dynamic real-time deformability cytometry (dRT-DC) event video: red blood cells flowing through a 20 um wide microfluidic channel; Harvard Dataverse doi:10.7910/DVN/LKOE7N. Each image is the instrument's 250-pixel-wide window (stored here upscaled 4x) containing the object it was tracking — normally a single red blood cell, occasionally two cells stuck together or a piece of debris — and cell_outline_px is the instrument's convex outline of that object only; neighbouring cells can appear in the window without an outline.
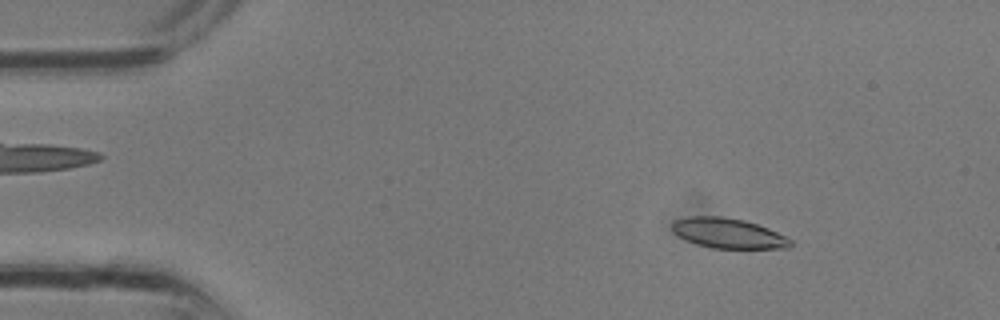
{"species": "common noctule bat (a hibernating species)", "species_latin": "Nyctalus noctula", "temperature_condition": "room temperature", "stored_images_in_passage": 15, "camera_frame_rate_fps": 3000, "um_per_image_px": 0.085, "animal": {"sex": "male", "body_mass_g": 13.3}, "frame": {"image": 1, "passage_image": 4, "time_ms": 1.0, "image_size_px": [1000, 320], "cell_outline_px": [[792, 244], [788, 248], [712, 248], [696, 244], [684, 240], [672, 232], [672, 220], [688, 216], [720, 216], [744, 220], [768, 228], [792, 240]], "centroid_in_image_um": [61.83, 19.82], "position_along_channel_um": 23.2, "area_um2": 20.81}}
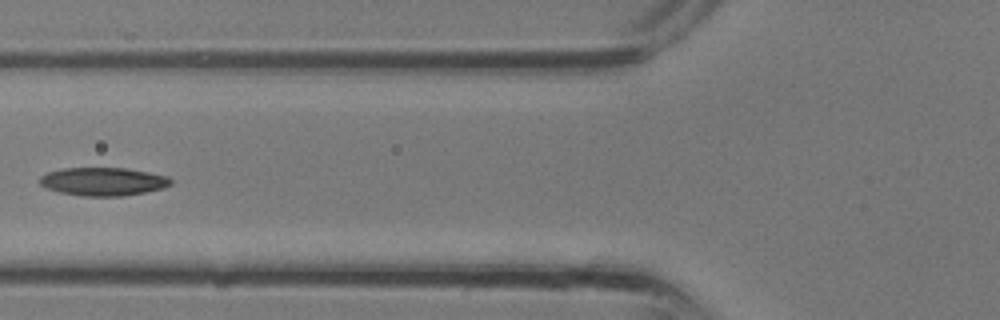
{"frame": {"image": 2, "passage_image": 12, "time_ms": 3.667, "image_size_px": [1000, 320], "cell_outline_px": [[172, 184], [164, 188], [124, 196], [80, 196], [60, 192], [44, 188], [40, 184], [40, 176], [48, 172], [64, 168], [124, 168], [148, 172], [168, 176], [172, 180]], "centroid_in_image_um": [8.77, 15.43], "position_along_channel_um": 117.0, "area_um2": 21.62}}
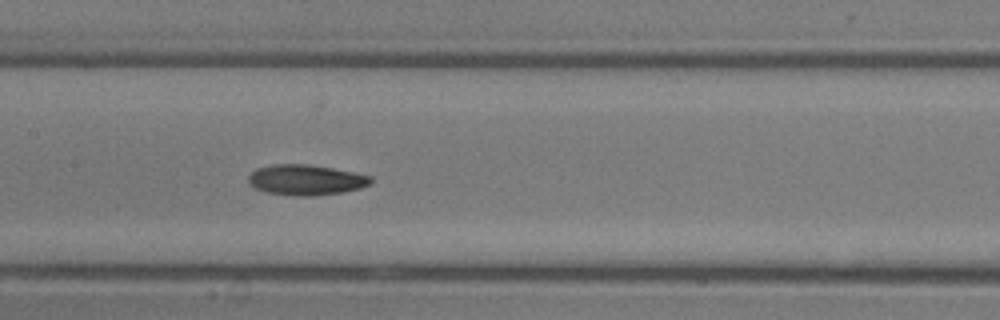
{"frame": {"image": 3, "passage_image": 15, "time_ms": 4.667, "image_size_px": [1000, 320], "cell_outline_px": [[372, 180], [368, 184], [360, 188], [344, 192], [316, 196], [296, 196], [268, 192], [256, 188], [248, 184], [248, 176], [256, 168], [272, 164], [308, 164], [332, 168], [372, 176]], "centroid_in_image_um": [25.98, 15.29], "position_along_channel_um": 181.4, "area_um2": 21.73}}